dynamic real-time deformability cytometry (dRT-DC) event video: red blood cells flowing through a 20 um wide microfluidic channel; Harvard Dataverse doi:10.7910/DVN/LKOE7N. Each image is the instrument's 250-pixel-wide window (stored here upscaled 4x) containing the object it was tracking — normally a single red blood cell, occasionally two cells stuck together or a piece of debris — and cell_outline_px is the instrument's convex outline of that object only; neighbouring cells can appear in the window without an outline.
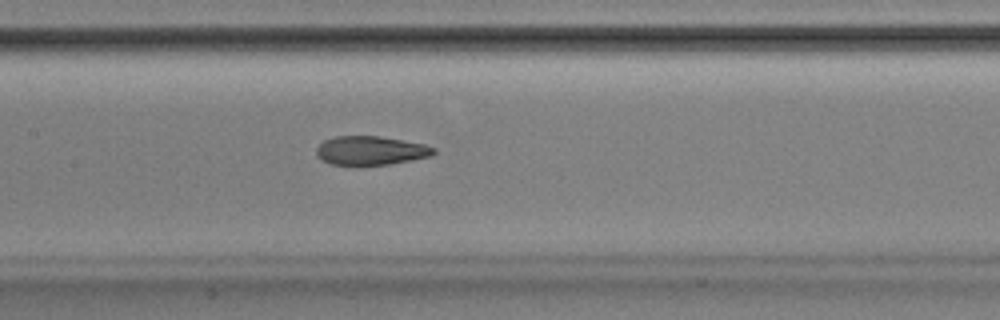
{"species": "Egyptian fruit bat (a non-hibernating species)", "species_latin": "Rousettus aegyptiacus", "temperature_condition": "room temperature", "stored_images_in_passage": 33, "camera_frame_rate_fps": 3000, "um_per_image_px": 0.085, "animal": {"sex": "male"}, "frame": {"image": 1, "passage_image": 10, "time_ms": 3.0, "image_size_px": [1000, 320], "cell_outline_px": [[436, 152], [432, 156], [412, 160], [388, 164], [360, 168], [356, 168], [328, 164], [320, 160], [316, 156], [316, 148], [324, 140], [332, 136], [380, 136], [424, 144], [436, 148]], "centroid_in_image_um": [31.44, 12.84], "position_along_channel_um": 176.0, "area_um2": 20.69}, "authors_computed_cell_mechanics": {"area_um2": 20.7502, "velocity_mm_per_s": 3.9214, "shape_relaxation_time_tau1_ms": 7.5078, "shape_relaxation_time_tau2_ms": 1.4443, "deformation_change_tau1": 0.1918, "deformation_change_tau2": 0.0699}}